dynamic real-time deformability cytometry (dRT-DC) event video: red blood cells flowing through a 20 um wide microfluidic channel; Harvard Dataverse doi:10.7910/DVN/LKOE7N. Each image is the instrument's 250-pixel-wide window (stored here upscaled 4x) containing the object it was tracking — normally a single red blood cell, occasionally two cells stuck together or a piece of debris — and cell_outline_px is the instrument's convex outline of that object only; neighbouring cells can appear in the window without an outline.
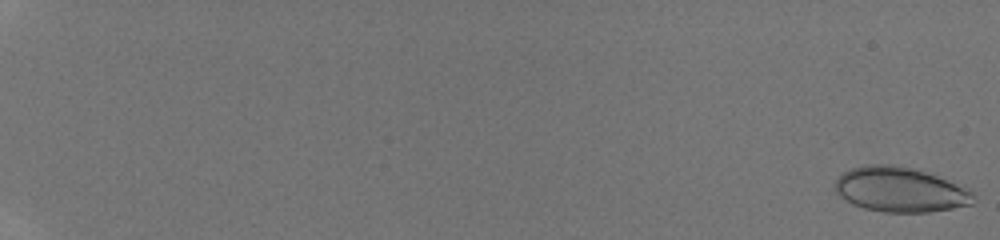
{"species": "human", "species_latin": "Homo sapiens", "temperature_condition": "room temperature", "stored_images_in_passage": 48, "camera_frame_rate_fps": 3000, "um_per_image_px": 0.085, "donor": {"sex": "male"}, "frame": {"image": 1, "passage_image": 1, "time_ms": 0.0, "image_size_px": [1000, 240], "cell_outline_px": [[976, 200], [972, 204], [952, 208], [928, 212], [884, 212], [864, 208], [852, 204], [840, 196], [836, 192], [836, 180], [844, 172], [852, 168], [868, 164], [892, 164], [912, 168], [972, 188]], "centroid_in_image_um": [76.56, 16.12], "position_along_channel_um": 8.4, "area_um2": 36.18}}
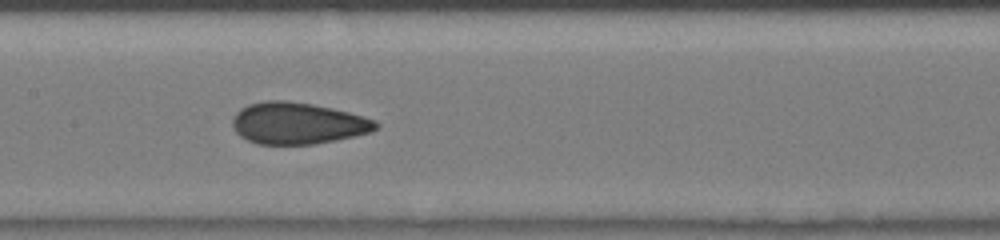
{"frame": {"image": 2, "passage_image": 28, "time_ms": 9.0, "image_size_px": [1000, 240], "cell_outline_px": [[380, 124], [372, 132], [336, 140], [316, 144], [260, 144], [248, 140], [240, 136], [236, 132], [232, 124], [232, 116], [240, 108], [248, 104], [264, 100], [288, 100], [312, 104], [332, 108], [364, 116], [376, 120]], "centroid_in_image_um": [25.3, 10.47], "position_along_channel_um": 182.1, "area_um2": 35.03}}
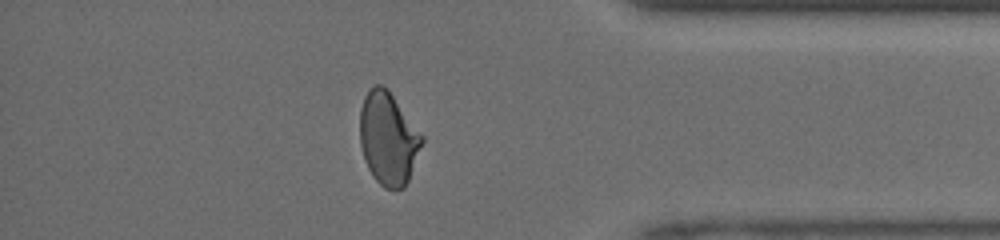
{"frame": {"image": 3, "passage_image": 43, "time_ms": 14.0, "image_size_px": [1000, 240], "cell_outline_px": [[424, 140], [408, 180], [404, 188], [384, 188], [372, 176], [364, 160], [360, 144], [360, 108], [364, 96], [376, 84], [380, 84], [388, 88], [424, 136]], "centroid_in_image_um": [33.0, 11.75], "position_along_channel_um": 402.2, "area_um2": 33.58}}